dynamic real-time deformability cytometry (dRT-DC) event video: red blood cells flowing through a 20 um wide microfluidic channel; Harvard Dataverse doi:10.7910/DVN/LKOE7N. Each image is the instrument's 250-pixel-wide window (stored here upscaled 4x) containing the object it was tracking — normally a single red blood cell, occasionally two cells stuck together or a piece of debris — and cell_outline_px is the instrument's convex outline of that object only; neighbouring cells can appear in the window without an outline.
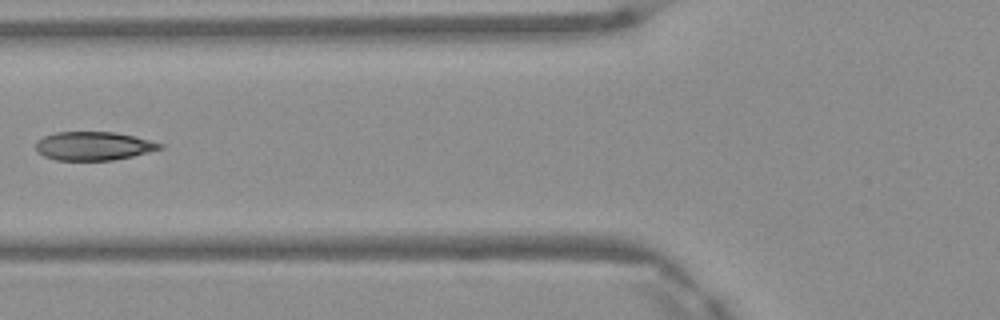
{"species": "Egyptian fruit bat (a non-hibernating species)", "species_latin": "Rousettus aegyptiacus", "temperature_condition": "warm", "stored_images_in_passage": 4, "camera_frame_rate_fps": 3000, "um_per_image_px": 0.085, "frame": {"image": 1, "passage_image": 3, "time_ms": 0.667, "image_size_px": [1000, 320], "cell_outline_px": [[164, 148], [132, 156], [112, 160], [56, 160], [44, 156], [36, 152], [36, 144], [44, 136], [56, 132], [112, 132], [136, 136], [164, 144]], "centroid_in_image_um": [7.97, 12.41], "position_along_channel_um": 117.8, "area_um2": 20.63}}
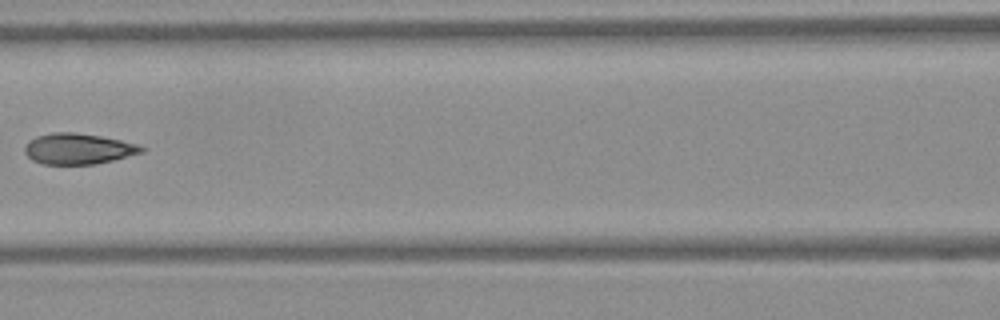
{"frame": {"image": 2, "passage_image": 4, "time_ms": 1.0, "image_size_px": [1000, 320], "cell_outline_px": [[148, 148], [144, 152], [96, 164], [44, 164], [32, 160], [24, 152], [24, 148], [28, 140], [36, 136], [52, 132], [76, 132], [100, 136], [140, 144]], "centroid_in_image_um": [6.66, 12.64], "position_along_channel_um": 159.9, "area_um2": 21.15}}